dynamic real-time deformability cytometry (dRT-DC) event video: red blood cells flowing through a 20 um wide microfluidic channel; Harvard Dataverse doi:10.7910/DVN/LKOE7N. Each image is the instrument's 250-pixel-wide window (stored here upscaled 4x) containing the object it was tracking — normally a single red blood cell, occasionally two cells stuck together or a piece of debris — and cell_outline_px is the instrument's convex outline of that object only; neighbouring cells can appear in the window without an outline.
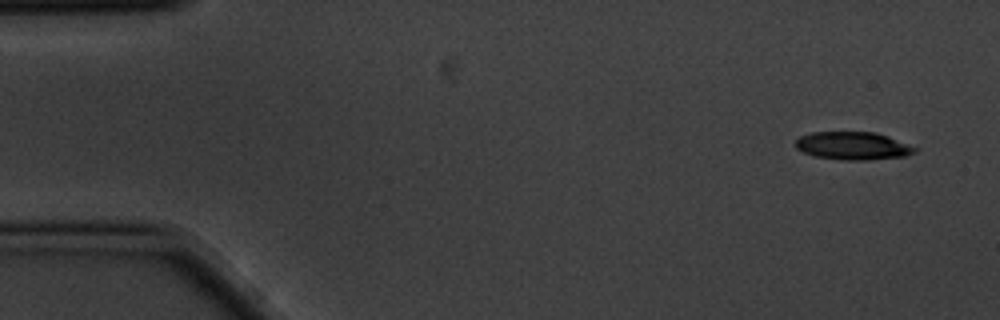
{"species": "common noctule bat (a hibernating species)", "species_latin": "Nyctalus noctula", "temperature_condition": "cold", "stored_images_in_passage": 9, "camera_frame_rate_fps": 3000, "um_per_image_px": 0.085, "animal": {"sex": "male", "body_mass_g": 20.1, "forearm_length_mm": 53.5}, "frame": {"image": 1, "passage_image": 1, "time_ms": 0.0, "image_size_px": [1000, 320], "cell_outline_px": [[920, 148], [916, 152], [904, 156], [868, 160], [840, 160], [812, 156], [796, 148], [792, 144], [800, 136], [812, 132], [876, 132], [888, 136]], "centroid_in_image_um": [72.49, 12.4], "position_along_channel_um": 12.5, "area_um2": 19.71}}
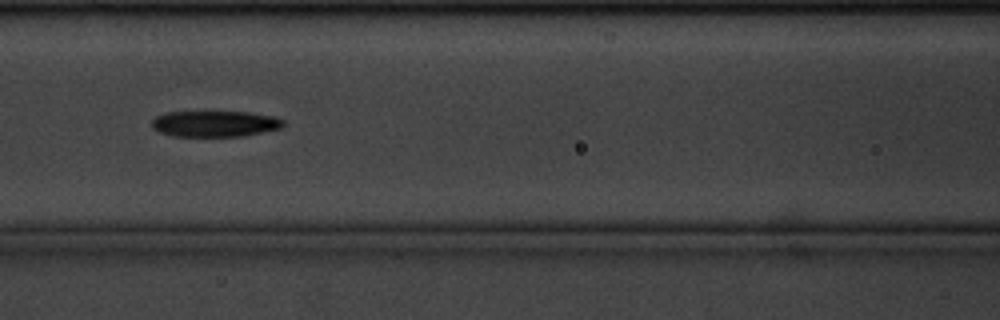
{"frame": {"image": 2, "passage_image": 7, "time_ms": 2.0, "image_size_px": [1000, 320], "cell_outline_px": [[284, 124], [280, 128], [244, 136], [172, 136], [160, 132], [152, 128], [152, 120], [156, 116], [164, 112], [248, 112], [272, 116], [284, 120]], "centroid_in_image_um": [18.23, 10.52], "position_along_channel_um": 148.4, "area_um2": 19.88}}
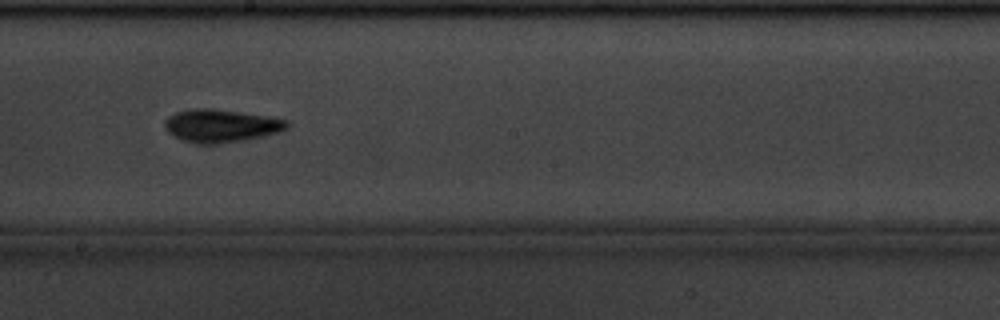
{"frame": {"image": 3, "passage_image": 9, "time_ms": 2.667, "image_size_px": [1000, 320], "cell_outline_px": [[288, 128], [280, 132], [244, 140], [212, 144], [204, 144], [184, 140], [168, 132], [164, 128], [164, 120], [168, 116], [176, 112], [188, 108], [212, 108], [272, 116], [288, 120]], "centroid_in_image_um": [18.8, 10.66], "position_along_channel_um": 229.4, "area_um2": 23.58}}